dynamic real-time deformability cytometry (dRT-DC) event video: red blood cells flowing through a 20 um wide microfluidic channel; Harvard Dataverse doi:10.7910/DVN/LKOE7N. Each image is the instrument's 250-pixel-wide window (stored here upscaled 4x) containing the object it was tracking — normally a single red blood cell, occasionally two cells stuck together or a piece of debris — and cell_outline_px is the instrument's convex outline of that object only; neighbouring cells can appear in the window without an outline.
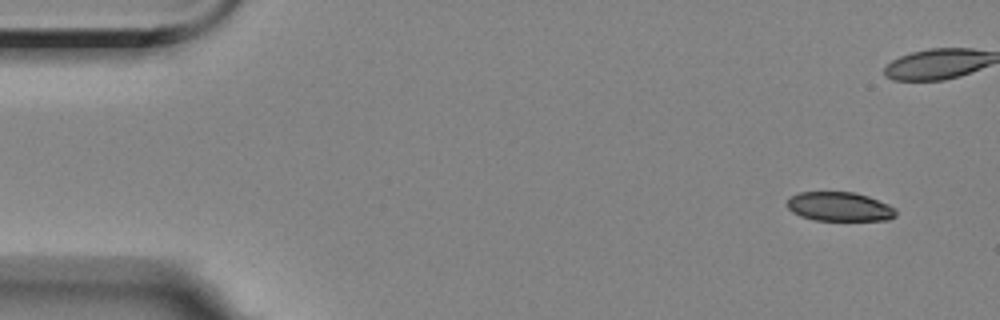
{"species": "Egyptian fruit bat (a non-hibernating species)", "species_latin": "Rousettus aegyptiacus", "temperature_condition": "room temperature", "stored_images_in_passage": 4, "camera_frame_rate_fps": 3000, "um_per_image_px": 0.085, "animal": {"sex": "female"}, "frame": {"image": 1, "passage_image": 1, "time_ms": 0.0, "image_size_px": [1000, 320], "cell_outline_px": [[896, 216], [888, 220], [812, 220], [800, 216], [792, 212], [788, 208], [788, 196], [800, 192], [856, 192], [868, 196], [888, 204], [896, 208]], "centroid_in_image_um": [71.35, 17.56], "position_along_channel_um": 13.6, "area_um2": 18.61}}